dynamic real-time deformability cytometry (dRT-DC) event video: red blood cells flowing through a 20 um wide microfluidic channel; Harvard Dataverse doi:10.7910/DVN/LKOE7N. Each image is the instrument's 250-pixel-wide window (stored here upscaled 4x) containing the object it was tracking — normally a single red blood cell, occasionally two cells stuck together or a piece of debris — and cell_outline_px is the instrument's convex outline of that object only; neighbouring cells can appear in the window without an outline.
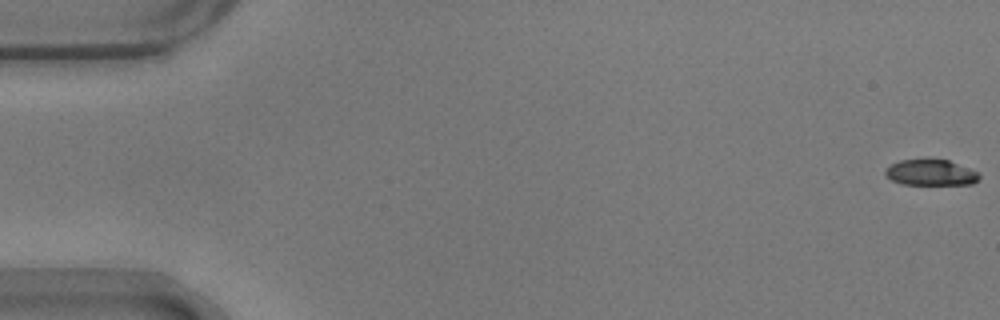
{"species": "common noctule bat (a hibernating species)", "species_latin": "Nyctalus noctula", "temperature_condition": "warm", "stored_images_in_passage": 19, "camera_frame_rate_fps": 3000, "um_per_image_px": 0.085, "animal": {"sex": "male", "body_mass_g": 17.9}, "frame": {"image": 1, "passage_image": 1, "time_ms": 0.0, "image_size_px": [1000, 320], "cell_outline_px": [[980, 176], [972, 184], [904, 184], [892, 180], [884, 176], [884, 168], [900, 160], [928, 156], [948, 160], [980, 172]], "centroid_in_image_um": [79.07, 14.61], "position_along_channel_um": 5.9, "area_um2": 14.74}}
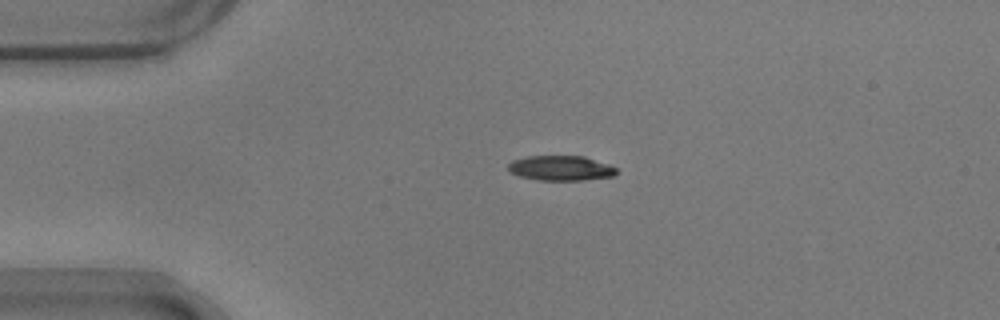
{"frame": {"image": 2, "passage_image": 13, "time_ms": 4.0, "image_size_px": [1000, 320], "cell_outline_px": [[616, 172], [612, 176], [584, 180], [540, 180], [520, 176], [508, 172], [508, 164], [512, 160], [528, 156], [584, 156], [608, 164], [616, 168]], "centroid_in_image_um": [47.63, 14.29], "position_along_channel_um": 37.4, "area_um2": 15.66}}